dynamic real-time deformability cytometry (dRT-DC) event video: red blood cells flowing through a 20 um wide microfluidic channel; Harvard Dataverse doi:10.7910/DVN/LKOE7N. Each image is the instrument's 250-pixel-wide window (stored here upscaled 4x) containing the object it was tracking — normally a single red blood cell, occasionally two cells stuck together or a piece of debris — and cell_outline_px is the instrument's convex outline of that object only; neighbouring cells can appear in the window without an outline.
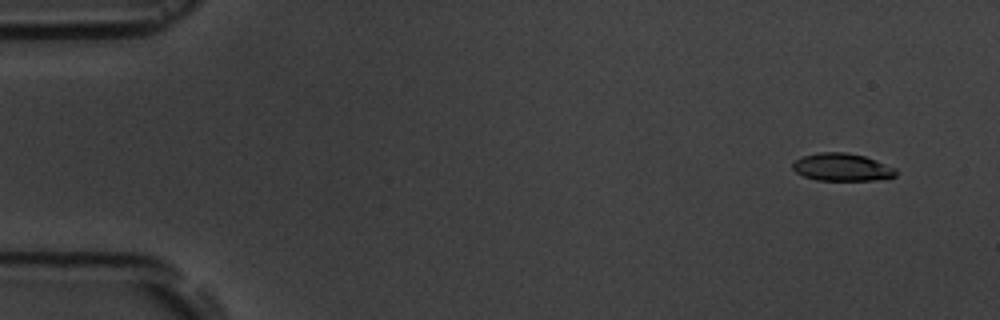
{"species": "common noctule bat (a hibernating species)", "species_latin": "Nyctalus noctula", "temperature_condition": "room temperature", "stored_images_in_passage": 17, "camera_frame_rate_fps": 3000, "um_per_image_px": 0.085, "animal": {"sex": "male", "body_mass_g": 19.5, "forearm_length_mm": 54.6}, "frame": {"image": 1, "passage_image": 2, "time_ms": 1.0, "image_size_px": [1000, 320], "cell_outline_px": [[896, 176], [876, 180], [816, 180], [804, 176], [796, 172], [792, 168], [792, 164], [800, 156], [820, 152], [848, 152], [864, 156], [876, 160], [896, 168]], "centroid_in_image_um": [71.56, 14.2], "position_along_channel_um": 13.4, "area_um2": 16.7}}
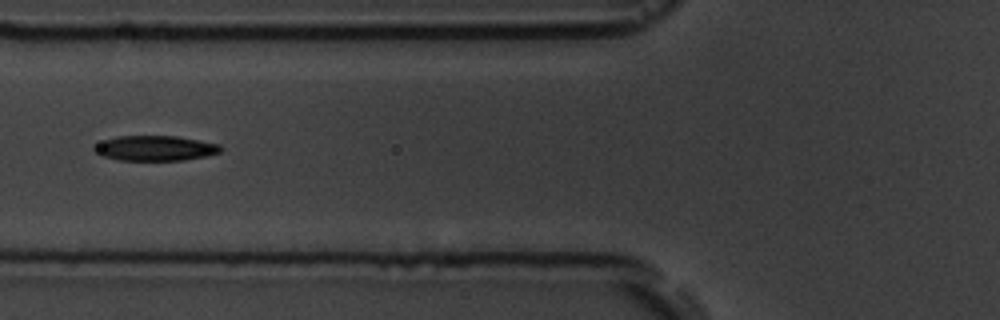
{"frame": {"image": 2, "passage_image": 7, "time_ms": 7.0, "image_size_px": [1000, 320], "cell_outline_px": [[224, 148], [220, 152], [208, 156], [184, 160], [120, 160], [104, 156], [96, 152], [92, 148], [104, 140], [116, 136], [176, 136], [220, 144]], "centroid_in_image_um": [13.24, 12.59], "position_along_channel_um": 112.6, "area_um2": 18.44}}
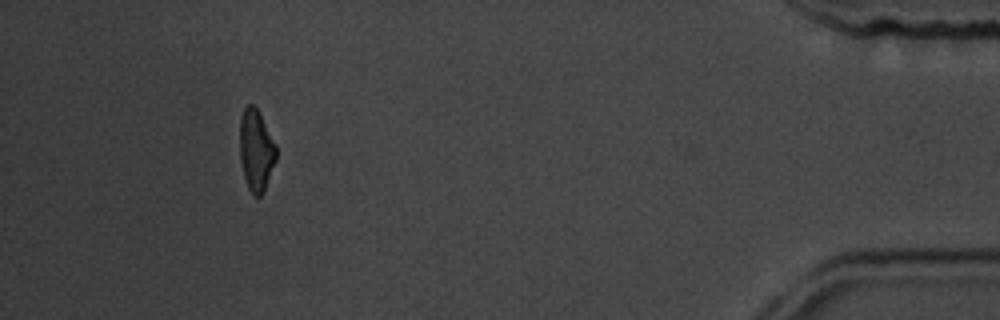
{"frame": {"image": 3, "passage_image": 16, "time_ms": 17.0, "image_size_px": [1000, 320], "cell_outline_px": [[276, 160], [264, 192], [260, 196], [252, 196], [248, 188], [244, 176], [240, 160], [240, 116], [244, 108], [248, 104], [252, 104], [256, 108], [276, 144]], "centroid_in_image_um": [21.76, 12.8], "position_along_channel_um": 413.4, "area_um2": 17.28}, "authors_computed_cell_mechanics": {"area_um2": 18.0336, "velocity_mm_per_s": 3.652, "shape_relaxation_time_tau1_ms": 3.5989, "shape_relaxation_time_tau2_ms": 3.2175, "deformation_change_tau1": 0.1376, "deformation_change_tau2": 0.1114}}